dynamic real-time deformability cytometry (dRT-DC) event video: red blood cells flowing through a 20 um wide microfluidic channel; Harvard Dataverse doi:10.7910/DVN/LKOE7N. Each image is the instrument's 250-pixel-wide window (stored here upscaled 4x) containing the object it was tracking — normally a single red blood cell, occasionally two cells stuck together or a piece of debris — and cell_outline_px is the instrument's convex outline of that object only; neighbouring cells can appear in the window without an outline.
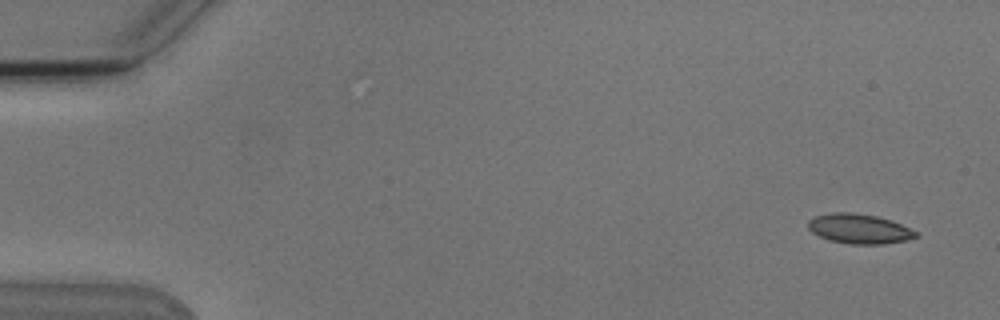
{"species": "Egyptian fruit bat (a non-hibernating species)", "species_latin": "Rousettus aegyptiacus", "temperature_condition": "cold", "stored_images_in_passage": 5, "camera_frame_rate_fps": 3000, "um_per_image_px": 0.085, "animal": {"sex": "male"}, "frame": {"image": 1, "passage_image": 1, "time_ms": 0.0, "image_size_px": [1000, 320], "cell_outline_px": [[920, 236], [908, 240], [884, 244], [848, 244], [828, 240], [812, 232], [808, 228], [808, 220], [816, 216], [828, 212], [852, 212], [876, 216], [892, 220], [920, 232]], "centroid_in_image_um": [73.08, 19.45], "position_along_channel_um": 11.9, "area_um2": 19.02}}